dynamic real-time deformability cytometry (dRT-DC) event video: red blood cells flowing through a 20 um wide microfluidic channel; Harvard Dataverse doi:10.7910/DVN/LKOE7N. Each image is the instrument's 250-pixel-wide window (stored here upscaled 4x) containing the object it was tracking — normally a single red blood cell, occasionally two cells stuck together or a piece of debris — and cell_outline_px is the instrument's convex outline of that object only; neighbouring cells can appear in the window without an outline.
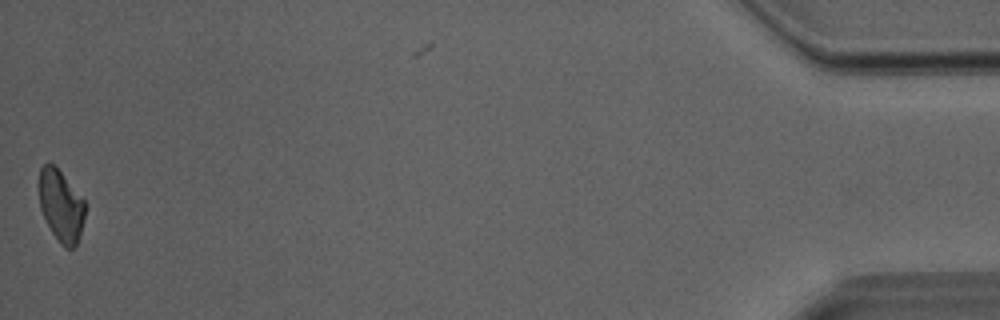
{"species": "Egyptian fruit bat (a non-hibernating species)", "species_latin": "Rousettus aegyptiacus", "temperature_condition": "room temperature", "stored_images_in_passage": 29, "camera_frame_rate_fps": 3000, "um_per_image_px": 0.085, "animal": {"sex": "male"}, "frame": {"image": 1, "passage_image": 28, "time_ms": 9.0, "image_size_px": [1000, 320], "cell_outline_px": [[84, 220], [76, 244], [72, 248], [64, 248], [60, 244], [52, 232], [40, 208], [36, 184], [40, 168], [44, 164], [52, 164], [60, 172], [84, 200]], "centroid_in_image_um": [5.13, 17.47], "position_along_channel_um": 430.1, "area_um2": 19.13}}